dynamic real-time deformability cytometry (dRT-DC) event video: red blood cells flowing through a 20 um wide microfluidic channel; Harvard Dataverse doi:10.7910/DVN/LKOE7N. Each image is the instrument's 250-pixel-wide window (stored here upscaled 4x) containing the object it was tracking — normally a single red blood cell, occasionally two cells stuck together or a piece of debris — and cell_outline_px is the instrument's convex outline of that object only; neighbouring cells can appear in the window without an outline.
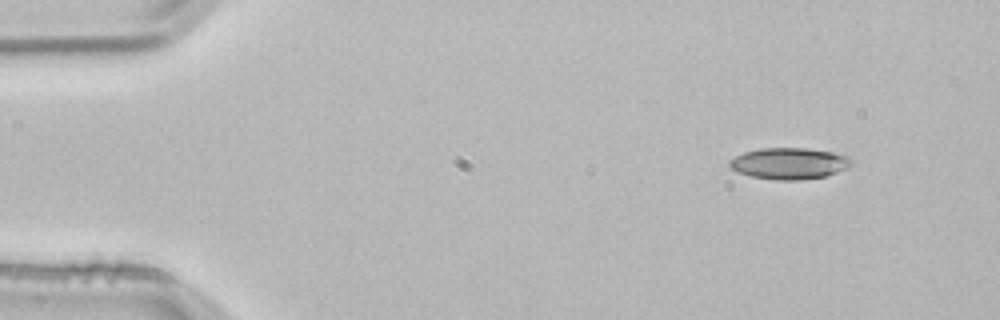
{"species": "common noctule bat (a hibernating species)", "species_latin": "Nyctalus noctula", "temperature_condition": "room temperature", "stored_images_in_passage": 3, "camera_frame_rate_fps": 3000, "um_per_image_px": 0.085, "animal": {"sex": "male", "body_mass_g": 21.5, "forearm_length_mm": 52.0}, "frame": {"image": 1, "passage_image": 1, "time_ms": 0.0, "image_size_px": [1000, 320], "cell_outline_px": [[852, 164], [848, 168], [824, 176], [800, 180], [776, 180], [752, 176], [736, 172], [728, 168], [728, 160], [744, 152], [760, 148], [804, 148], [832, 152], [848, 156], [852, 160]], "centroid_in_image_um": [67.04, 13.89], "position_along_channel_um": 18.0, "area_um2": 22.37}}
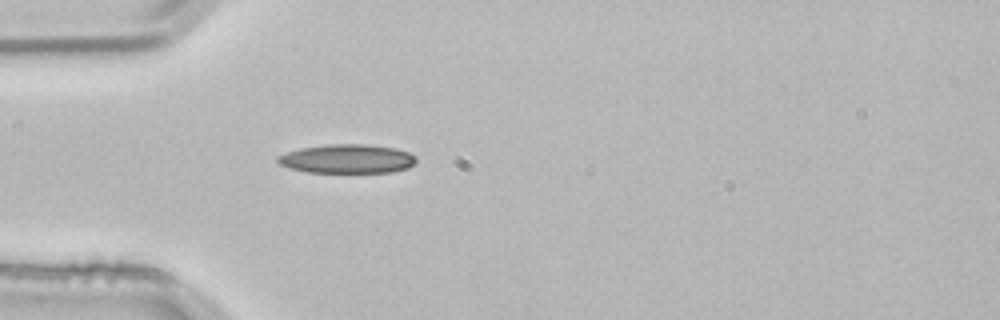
{"frame": {"image": 2, "passage_image": 3, "time_ms": 0.667, "image_size_px": [1000, 320], "cell_outline_px": [[416, 160], [408, 168], [392, 172], [308, 172], [288, 168], [280, 164], [276, 160], [276, 156], [300, 148], [328, 144], [364, 144], [396, 148], [408, 152], [416, 156]], "centroid_in_image_um": [29.5, 13.49], "position_along_channel_um": 55.5, "area_um2": 23.35}}